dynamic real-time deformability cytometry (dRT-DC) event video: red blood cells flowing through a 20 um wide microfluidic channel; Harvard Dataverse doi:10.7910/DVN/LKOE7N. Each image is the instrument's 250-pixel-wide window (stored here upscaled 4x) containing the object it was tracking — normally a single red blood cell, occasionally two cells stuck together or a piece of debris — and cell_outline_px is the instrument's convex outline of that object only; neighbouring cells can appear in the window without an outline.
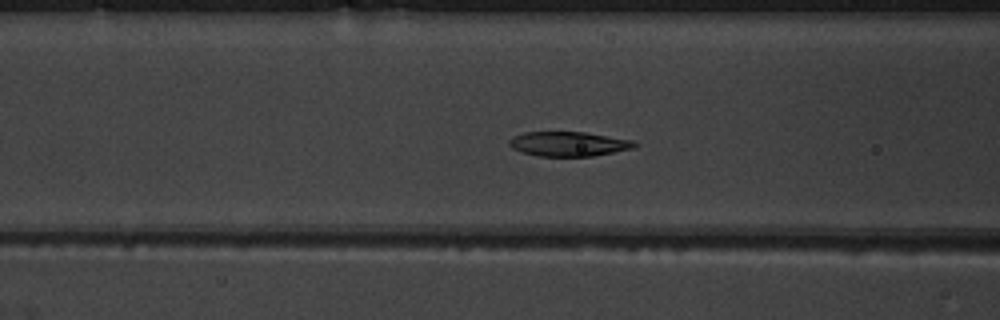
{"species": "common noctule bat (a hibernating species)", "species_latin": "Nyctalus noctula", "temperature_condition": "warm", "stored_images_in_passage": 53, "camera_frame_rate_fps": 3000, "um_per_image_px": 0.085, "animal": {"sex": "male", "body_mass_g": 19.5, "forearm_length_mm": 54.6}, "frame": {"image": 1, "passage_image": 21, "time_ms": 6.667, "image_size_px": [1000, 320], "cell_outline_px": [[640, 144], [636, 148], [592, 156], [540, 156], [520, 152], [512, 148], [508, 144], [508, 140], [512, 136], [524, 132], [584, 132], [632, 140]], "centroid_in_image_um": [48.32, 12.23], "position_along_channel_um": 118.3, "area_um2": 18.09}}
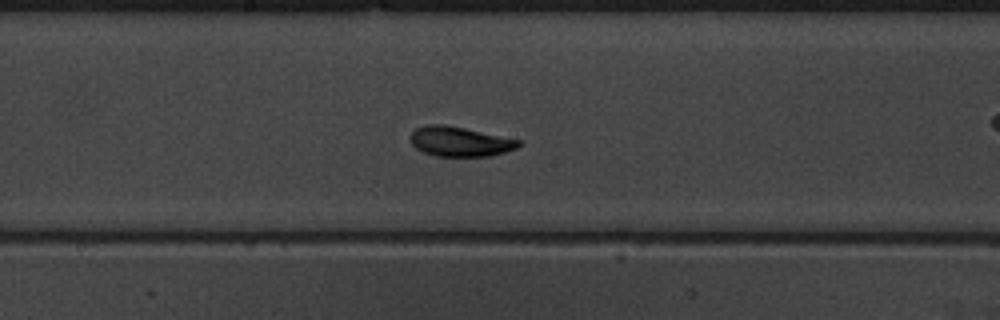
{"frame": {"image": 2, "passage_image": 28, "time_ms": 9.0, "image_size_px": [1000, 320], "cell_outline_px": [[520, 144], [516, 148], [492, 156], [436, 156], [424, 152], [416, 148], [412, 144], [408, 136], [416, 128], [428, 124], [444, 124], [464, 128], [520, 140]], "centroid_in_image_um": [39.04, 12.03], "position_along_channel_um": 209.2, "area_um2": 18.67}}
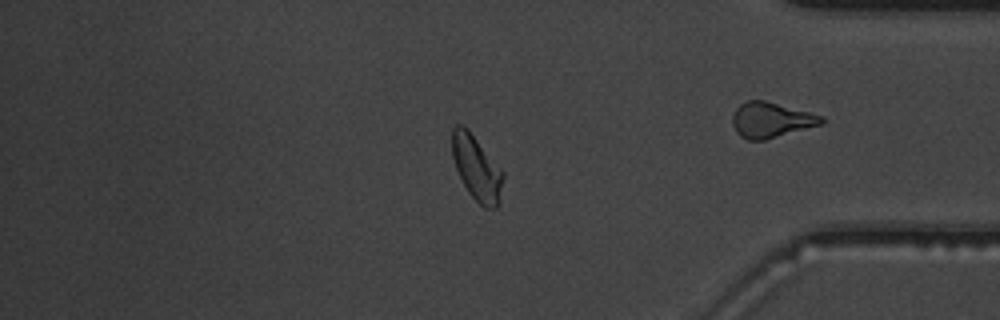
{"frame": {"image": 3, "passage_image": 44, "time_ms": 14.333, "image_size_px": [1000, 320], "cell_outline_px": [[504, 176], [500, 204], [496, 208], [484, 208], [468, 192], [456, 168], [452, 156], [452, 128], [456, 124], [460, 124], [468, 128], [504, 172]], "centroid_in_image_um": [40.53, 14.28], "position_along_channel_um": 394.7, "area_um2": 19.36}, "authors_computed_cell_mechanics": {"area_um2": 19.0162, "velocity_mm_per_s": 3.8943, "shape_relaxation_time_tau1_ms": 2.7454, "shape_relaxation_time_tau2_ms": 8.3333, "deformation_change_tau1": 0.1356, "deformation_change_tau2": 0.0881}}